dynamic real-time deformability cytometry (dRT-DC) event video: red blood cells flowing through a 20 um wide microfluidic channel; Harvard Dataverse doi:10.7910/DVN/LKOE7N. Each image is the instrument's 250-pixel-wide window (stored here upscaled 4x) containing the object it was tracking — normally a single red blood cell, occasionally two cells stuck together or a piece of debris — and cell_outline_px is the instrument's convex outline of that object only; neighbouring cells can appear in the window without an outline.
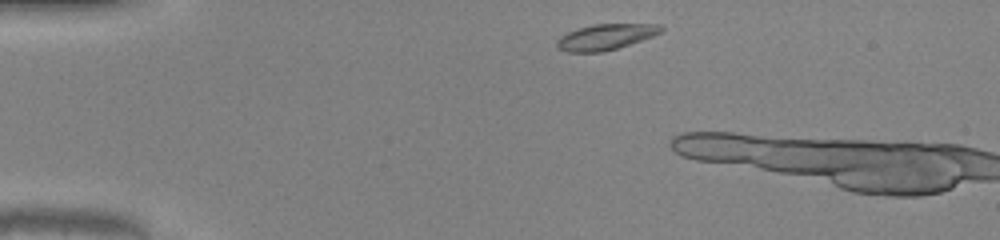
{"species": "common noctule bat (a hibernating species)", "species_latin": "Nyctalus noctula", "temperature_condition": "warm", "stored_images_in_passage": 6, "camera_frame_rate_fps": 3000, "um_per_image_px": 0.085, "animal": {"sex": "male", "body_mass_g": 20.0, "forearm_length_mm": 53.3}, "frame": {"image": 1, "passage_image": 3, "time_ms": 0.667, "image_size_px": [1000, 240], "cell_outline_px": [[664, 28], [660, 32], [652, 36], [616, 48], [600, 52], [568, 52], [556, 48], [556, 40], [560, 36], [568, 32], [592, 24], [660, 24]], "centroid_in_image_um": [51.43, 3.13], "position_along_channel_um": 33.6, "area_um2": 15.43}}